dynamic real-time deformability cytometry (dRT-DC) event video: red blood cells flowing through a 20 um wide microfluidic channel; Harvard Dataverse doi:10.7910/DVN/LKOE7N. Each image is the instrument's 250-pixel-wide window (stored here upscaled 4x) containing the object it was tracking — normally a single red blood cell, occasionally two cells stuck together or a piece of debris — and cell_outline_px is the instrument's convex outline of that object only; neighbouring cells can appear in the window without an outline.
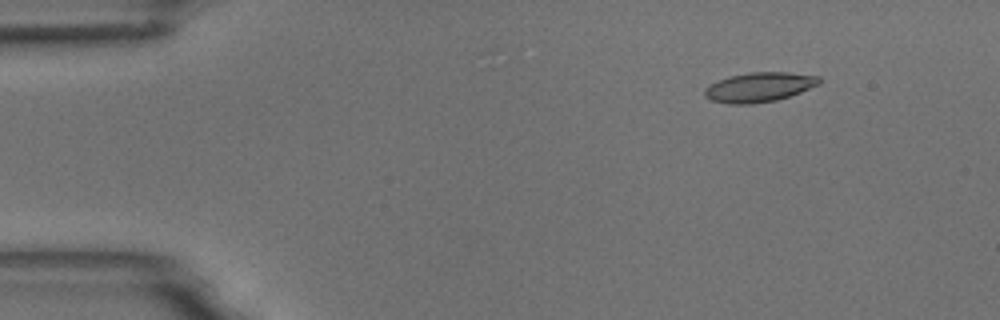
{"species": "common noctule bat (a hibernating species)", "species_latin": "Nyctalus noctula", "temperature_condition": "room temperature", "stored_images_in_passage": 50, "camera_frame_rate_fps": 3000, "um_per_image_px": 0.085, "animal": {"sex": "male", "body_mass_g": 18.8}, "frame": {"image": 1, "passage_image": 1, "time_ms": 0.0, "image_size_px": [1000, 320], "cell_outline_px": [[820, 84], [800, 92], [776, 100], [752, 104], [728, 104], [712, 100], [704, 96], [704, 88], [728, 76], [748, 72], [788, 72], [820, 76]], "centroid_in_image_um": [64.53, 7.4], "position_along_channel_um": 20.5, "area_um2": 19.71}}
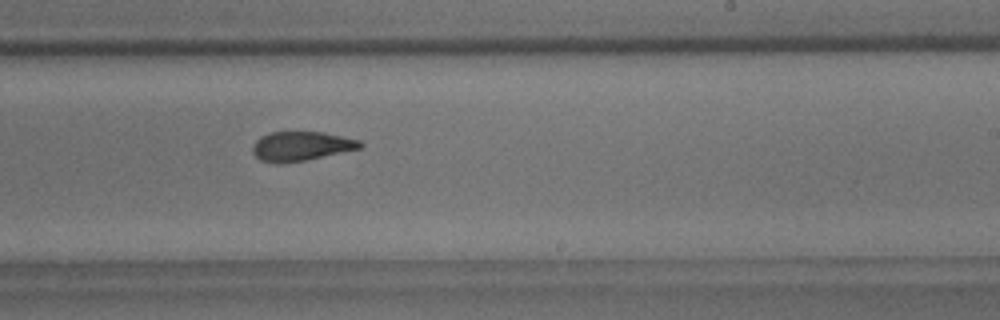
{"frame": {"image": 2, "passage_image": 28, "time_ms": 9.0, "image_size_px": [1000, 320], "cell_outline_px": [[364, 148], [304, 160], [280, 164], [276, 164], [260, 160], [252, 152], [252, 144], [260, 136], [268, 132], [324, 132], [360, 140], [364, 144]], "centroid_in_image_um": [25.6, 12.42], "position_along_channel_um": 263.4, "area_um2": 18.61}}
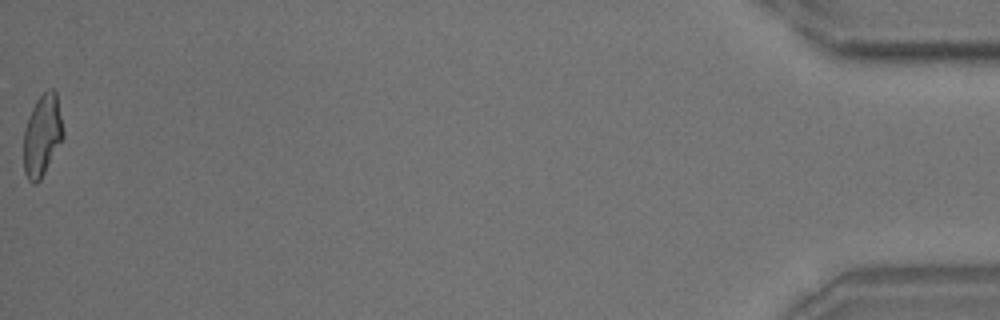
{"frame": {"image": 3, "passage_image": 50, "time_ms": 16.333, "image_size_px": [1000, 320], "cell_outline_px": [[64, 136], [40, 180], [36, 184], [32, 184], [28, 180], [24, 172], [24, 128], [28, 116], [36, 100], [48, 88], [52, 88], [56, 92], [64, 132]], "centroid_in_image_um": [3.58, 11.5], "position_along_channel_um": 431.6, "area_um2": 18.79}, "authors_computed_cell_mechanics": {"area_um2": 19.074, "velocity_mm_per_s": 3.6359, "shape_relaxation_time_tau1_ms": 5.5279, "shape_relaxation_time_tau2_ms": 1.898, "deformation_change_tau1": 0.1765, "deformation_change_tau2": 0.0928}}